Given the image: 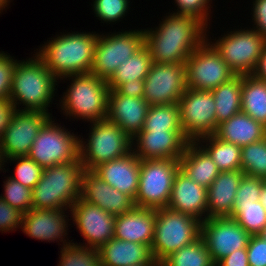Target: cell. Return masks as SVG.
Returning <instances> with one entry per match:
<instances>
[{
    "instance_id": "obj_2",
    "label": "cell",
    "mask_w": 266,
    "mask_h": 266,
    "mask_svg": "<svg viewBox=\"0 0 266 266\" xmlns=\"http://www.w3.org/2000/svg\"><path fill=\"white\" fill-rule=\"evenodd\" d=\"M98 33L72 32L56 35L36 51V55L58 79L69 75L90 73Z\"/></svg>"
},
{
    "instance_id": "obj_49",
    "label": "cell",
    "mask_w": 266,
    "mask_h": 266,
    "mask_svg": "<svg viewBox=\"0 0 266 266\" xmlns=\"http://www.w3.org/2000/svg\"><path fill=\"white\" fill-rule=\"evenodd\" d=\"M15 107L10 100L0 99V138L4 130L9 126Z\"/></svg>"
},
{
    "instance_id": "obj_7",
    "label": "cell",
    "mask_w": 266,
    "mask_h": 266,
    "mask_svg": "<svg viewBox=\"0 0 266 266\" xmlns=\"http://www.w3.org/2000/svg\"><path fill=\"white\" fill-rule=\"evenodd\" d=\"M201 235V221L168 207L156 209V223L151 250L155 261L195 242Z\"/></svg>"
},
{
    "instance_id": "obj_54",
    "label": "cell",
    "mask_w": 266,
    "mask_h": 266,
    "mask_svg": "<svg viewBox=\"0 0 266 266\" xmlns=\"http://www.w3.org/2000/svg\"><path fill=\"white\" fill-rule=\"evenodd\" d=\"M160 265V263L159 262H157V261H155L153 264H151V265H141V266H159Z\"/></svg>"
},
{
    "instance_id": "obj_23",
    "label": "cell",
    "mask_w": 266,
    "mask_h": 266,
    "mask_svg": "<svg viewBox=\"0 0 266 266\" xmlns=\"http://www.w3.org/2000/svg\"><path fill=\"white\" fill-rule=\"evenodd\" d=\"M92 171L110 186L135 199L139 187L140 159L133 151L102 163Z\"/></svg>"
},
{
    "instance_id": "obj_35",
    "label": "cell",
    "mask_w": 266,
    "mask_h": 266,
    "mask_svg": "<svg viewBox=\"0 0 266 266\" xmlns=\"http://www.w3.org/2000/svg\"><path fill=\"white\" fill-rule=\"evenodd\" d=\"M230 218L238 222L251 236L259 235L266 225V209L260 201L234 204Z\"/></svg>"
},
{
    "instance_id": "obj_3",
    "label": "cell",
    "mask_w": 266,
    "mask_h": 266,
    "mask_svg": "<svg viewBox=\"0 0 266 266\" xmlns=\"http://www.w3.org/2000/svg\"><path fill=\"white\" fill-rule=\"evenodd\" d=\"M57 80L36 54L26 61L18 60L9 100L17 110L45 112L52 116L48 107L55 97ZM19 105L25 107L19 108Z\"/></svg>"
},
{
    "instance_id": "obj_44",
    "label": "cell",
    "mask_w": 266,
    "mask_h": 266,
    "mask_svg": "<svg viewBox=\"0 0 266 266\" xmlns=\"http://www.w3.org/2000/svg\"><path fill=\"white\" fill-rule=\"evenodd\" d=\"M23 213L0 197V231L10 232L21 228Z\"/></svg>"
},
{
    "instance_id": "obj_31",
    "label": "cell",
    "mask_w": 266,
    "mask_h": 266,
    "mask_svg": "<svg viewBox=\"0 0 266 266\" xmlns=\"http://www.w3.org/2000/svg\"><path fill=\"white\" fill-rule=\"evenodd\" d=\"M243 76L236 75L228 82L212 90L216 105L217 127L229 118L241 112V88Z\"/></svg>"
},
{
    "instance_id": "obj_9",
    "label": "cell",
    "mask_w": 266,
    "mask_h": 266,
    "mask_svg": "<svg viewBox=\"0 0 266 266\" xmlns=\"http://www.w3.org/2000/svg\"><path fill=\"white\" fill-rule=\"evenodd\" d=\"M180 168L179 159L140 160V176L135 207L165 208L170 200L173 180Z\"/></svg>"
},
{
    "instance_id": "obj_21",
    "label": "cell",
    "mask_w": 266,
    "mask_h": 266,
    "mask_svg": "<svg viewBox=\"0 0 266 266\" xmlns=\"http://www.w3.org/2000/svg\"><path fill=\"white\" fill-rule=\"evenodd\" d=\"M207 198V189L179 168L173 180L167 207L203 222L207 219Z\"/></svg>"
},
{
    "instance_id": "obj_29",
    "label": "cell",
    "mask_w": 266,
    "mask_h": 266,
    "mask_svg": "<svg viewBox=\"0 0 266 266\" xmlns=\"http://www.w3.org/2000/svg\"><path fill=\"white\" fill-rule=\"evenodd\" d=\"M195 142L212 158L220 172L241 170L239 145L220 140L215 135L201 137Z\"/></svg>"
},
{
    "instance_id": "obj_15",
    "label": "cell",
    "mask_w": 266,
    "mask_h": 266,
    "mask_svg": "<svg viewBox=\"0 0 266 266\" xmlns=\"http://www.w3.org/2000/svg\"><path fill=\"white\" fill-rule=\"evenodd\" d=\"M186 89L184 63H152L144 79L143 98L149 106L178 103Z\"/></svg>"
},
{
    "instance_id": "obj_16",
    "label": "cell",
    "mask_w": 266,
    "mask_h": 266,
    "mask_svg": "<svg viewBox=\"0 0 266 266\" xmlns=\"http://www.w3.org/2000/svg\"><path fill=\"white\" fill-rule=\"evenodd\" d=\"M250 234L230 217H211L201 222V235L213 262L235 250L247 248Z\"/></svg>"
},
{
    "instance_id": "obj_48",
    "label": "cell",
    "mask_w": 266,
    "mask_h": 266,
    "mask_svg": "<svg viewBox=\"0 0 266 266\" xmlns=\"http://www.w3.org/2000/svg\"><path fill=\"white\" fill-rule=\"evenodd\" d=\"M120 94L128 97H144V80L137 79L125 82L116 89Z\"/></svg>"
},
{
    "instance_id": "obj_1",
    "label": "cell",
    "mask_w": 266,
    "mask_h": 266,
    "mask_svg": "<svg viewBox=\"0 0 266 266\" xmlns=\"http://www.w3.org/2000/svg\"><path fill=\"white\" fill-rule=\"evenodd\" d=\"M156 28L144 30L153 63H185L205 40L207 27L197 18L168 12Z\"/></svg>"
},
{
    "instance_id": "obj_43",
    "label": "cell",
    "mask_w": 266,
    "mask_h": 266,
    "mask_svg": "<svg viewBox=\"0 0 266 266\" xmlns=\"http://www.w3.org/2000/svg\"><path fill=\"white\" fill-rule=\"evenodd\" d=\"M17 59L0 51V99L9 100Z\"/></svg>"
},
{
    "instance_id": "obj_27",
    "label": "cell",
    "mask_w": 266,
    "mask_h": 266,
    "mask_svg": "<svg viewBox=\"0 0 266 266\" xmlns=\"http://www.w3.org/2000/svg\"><path fill=\"white\" fill-rule=\"evenodd\" d=\"M214 135L220 140L234 143L242 148L263 140L266 137V127L248 114L240 112L219 124Z\"/></svg>"
},
{
    "instance_id": "obj_40",
    "label": "cell",
    "mask_w": 266,
    "mask_h": 266,
    "mask_svg": "<svg viewBox=\"0 0 266 266\" xmlns=\"http://www.w3.org/2000/svg\"><path fill=\"white\" fill-rule=\"evenodd\" d=\"M129 3L130 0H94L92 7L96 17L102 23L111 24L125 18L130 9Z\"/></svg>"
},
{
    "instance_id": "obj_13",
    "label": "cell",
    "mask_w": 266,
    "mask_h": 266,
    "mask_svg": "<svg viewBox=\"0 0 266 266\" xmlns=\"http://www.w3.org/2000/svg\"><path fill=\"white\" fill-rule=\"evenodd\" d=\"M178 108L182 131L190 142L216 133V105L211 91L186 89Z\"/></svg>"
},
{
    "instance_id": "obj_37",
    "label": "cell",
    "mask_w": 266,
    "mask_h": 266,
    "mask_svg": "<svg viewBox=\"0 0 266 266\" xmlns=\"http://www.w3.org/2000/svg\"><path fill=\"white\" fill-rule=\"evenodd\" d=\"M79 242L71 245H61L59 263L57 266H102L97 248L84 247Z\"/></svg>"
},
{
    "instance_id": "obj_30",
    "label": "cell",
    "mask_w": 266,
    "mask_h": 266,
    "mask_svg": "<svg viewBox=\"0 0 266 266\" xmlns=\"http://www.w3.org/2000/svg\"><path fill=\"white\" fill-rule=\"evenodd\" d=\"M241 112L266 127V81L253 75H243Z\"/></svg>"
},
{
    "instance_id": "obj_26",
    "label": "cell",
    "mask_w": 266,
    "mask_h": 266,
    "mask_svg": "<svg viewBox=\"0 0 266 266\" xmlns=\"http://www.w3.org/2000/svg\"><path fill=\"white\" fill-rule=\"evenodd\" d=\"M98 251L102 266H141L155 262L151 246L118 238L110 239Z\"/></svg>"
},
{
    "instance_id": "obj_32",
    "label": "cell",
    "mask_w": 266,
    "mask_h": 266,
    "mask_svg": "<svg viewBox=\"0 0 266 266\" xmlns=\"http://www.w3.org/2000/svg\"><path fill=\"white\" fill-rule=\"evenodd\" d=\"M152 63L150 52L144 45L135 54L120 64L116 72L107 81L109 89L116 90L121 84L132 82V80H144L149 73Z\"/></svg>"
},
{
    "instance_id": "obj_17",
    "label": "cell",
    "mask_w": 266,
    "mask_h": 266,
    "mask_svg": "<svg viewBox=\"0 0 266 266\" xmlns=\"http://www.w3.org/2000/svg\"><path fill=\"white\" fill-rule=\"evenodd\" d=\"M73 224L87 241L83 246L99 249L110 239L114 238L115 215L110 214L99 206L78 199L70 208ZM72 215V216H71Z\"/></svg>"
},
{
    "instance_id": "obj_42",
    "label": "cell",
    "mask_w": 266,
    "mask_h": 266,
    "mask_svg": "<svg viewBox=\"0 0 266 266\" xmlns=\"http://www.w3.org/2000/svg\"><path fill=\"white\" fill-rule=\"evenodd\" d=\"M264 180L258 177L243 175L234 204H248L260 201V194L263 188Z\"/></svg>"
},
{
    "instance_id": "obj_4",
    "label": "cell",
    "mask_w": 266,
    "mask_h": 266,
    "mask_svg": "<svg viewBox=\"0 0 266 266\" xmlns=\"http://www.w3.org/2000/svg\"><path fill=\"white\" fill-rule=\"evenodd\" d=\"M84 171L80 161L44 168L40 180L32 189V208L69 210L80 198Z\"/></svg>"
},
{
    "instance_id": "obj_6",
    "label": "cell",
    "mask_w": 266,
    "mask_h": 266,
    "mask_svg": "<svg viewBox=\"0 0 266 266\" xmlns=\"http://www.w3.org/2000/svg\"><path fill=\"white\" fill-rule=\"evenodd\" d=\"M90 124L88 138L80 139V162L85 170H93L132 151V139L116 123L105 118Z\"/></svg>"
},
{
    "instance_id": "obj_5",
    "label": "cell",
    "mask_w": 266,
    "mask_h": 266,
    "mask_svg": "<svg viewBox=\"0 0 266 266\" xmlns=\"http://www.w3.org/2000/svg\"><path fill=\"white\" fill-rule=\"evenodd\" d=\"M67 78L71 79V85L59 100L63 114L85 122L107 118L110 92L107 80L92 73L69 75L59 80Z\"/></svg>"
},
{
    "instance_id": "obj_22",
    "label": "cell",
    "mask_w": 266,
    "mask_h": 266,
    "mask_svg": "<svg viewBox=\"0 0 266 266\" xmlns=\"http://www.w3.org/2000/svg\"><path fill=\"white\" fill-rule=\"evenodd\" d=\"M149 107L143 97H128L110 90L107 118L132 139L143 129Z\"/></svg>"
},
{
    "instance_id": "obj_36",
    "label": "cell",
    "mask_w": 266,
    "mask_h": 266,
    "mask_svg": "<svg viewBox=\"0 0 266 266\" xmlns=\"http://www.w3.org/2000/svg\"><path fill=\"white\" fill-rule=\"evenodd\" d=\"M241 170L245 175L266 180V137L241 148Z\"/></svg>"
},
{
    "instance_id": "obj_18",
    "label": "cell",
    "mask_w": 266,
    "mask_h": 266,
    "mask_svg": "<svg viewBox=\"0 0 266 266\" xmlns=\"http://www.w3.org/2000/svg\"><path fill=\"white\" fill-rule=\"evenodd\" d=\"M189 142L182 130L140 131L132 138V151L140 160L180 159Z\"/></svg>"
},
{
    "instance_id": "obj_28",
    "label": "cell",
    "mask_w": 266,
    "mask_h": 266,
    "mask_svg": "<svg viewBox=\"0 0 266 266\" xmlns=\"http://www.w3.org/2000/svg\"><path fill=\"white\" fill-rule=\"evenodd\" d=\"M179 163L185 174L206 189L220 173L212 158L196 142L187 144Z\"/></svg>"
},
{
    "instance_id": "obj_55",
    "label": "cell",
    "mask_w": 266,
    "mask_h": 266,
    "mask_svg": "<svg viewBox=\"0 0 266 266\" xmlns=\"http://www.w3.org/2000/svg\"><path fill=\"white\" fill-rule=\"evenodd\" d=\"M3 169H2V163H1V161H0V171H2Z\"/></svg>"
},
{
    "instance_id": "obj_46",
    "label": "cell",
    "mask_w": 266,
    "mask_h": 266,
    "mask_svg": "<svg viewBox=\"0 0 266 266\" xmlns=\"http://www.w3.org/2000/svg\"><path fill=\"white\" fill-rule=\"evenodd\" d=\"M252 22L253 29L266 37V0H253Z\"/></svg>"
},
{
    "instance_id": "obj_19",
    "label": "cell",
    "mask_w": 266,
    "mask_h": 266,
    "mask_svg": "<svg viewBox=\"0 0 266 266\" xmlns=\"http://www.w3.org/2000/svg\"><path fill=\"white\" fill-rule=\"evenodd\" d=\"M67 209H31L23 214L21 228L25 235L41 241H60L63 246L72 243L65 239L68 235L69 213ZM67 218V219H66ZM58 239V240H57ZM67 241V242H66Z\"/></svg>"
},
{
    "instance_id": "obj_34",
    "label": "cell",
    "mask_w": 266,
    "mask_h": 266,
    "mask_svg": "<svg viewBox=\"0 0 266 266\" xmlns=\"http://www.w3.org/2000/svg\"><path fill=\"white\" fill-rule=\"evenodd\" d=\"M182 130L178 103L151 105L141 131Z\"/></svg>"
},
{
    "instance_id": "obj_50",
    "label": "cell",
    "mask_w": 266,
    "mask_h": 266,
    "mask_svg": "<svg viewBox=\"0 0 266 266\" xmlns=\"http://www.w3.org/2000/svg\"><path fill=\"white\" fill-rule=\"evenodd\" d=\"M252 75L258 79L266 81V46L261 53L257 66Z\"/></svg>"
},
{
    "instance_id": "obj_10",
    "label": "cell",
    "mask_w": 266,
    "mask_h": 266,
    "mask_svg": "<svg viewBox=\"0 0 266 266\" xmlns=\"http://www.w3.org/2000/svg\"><path fill=\"white\" fill-rule=\"evenodd\" d=\"M80 139L55 123L52 117L42 126L28 157L43 169L56 164L80 161Z\"/></svg>"
},
{
    "instance_id": "obj_24",
    "label": "cell",
    "mask_w": 266,
    "mask_h": 266,
    "mask_svg": "<svg viewBox=\"0 0 266 266\" xmlns=\"http://www.w3.org/2000/svg\"><path fill=\"white\" fill-rule=\"evenodd\" d=\"M155 223L156 209L134 207L115 217L114 238L151 246Z\"/></svg>"
},
{
    "instance_id": "obj_12",
    "label": "cell",
    "mask_w": 266,
    "mask_h": 266,
    "mask_svg": "<svg viewBox=\"0 0 266 266\" xmlns=\"http://www.w3.org/2000/svg\"><path fill=\"white\" fill-rule=\"evenodd\" d=\"M186 88L212 91L236 74L205 40L185 61Z\"/></svg>"
},
{
    "instance_id": "obj_41",
    "label": "cell",
    "mask_w": 266,
    "mask_h": 266,
    "mask_svg": "<svg viewBox=\"0 0 266 266\" xmlns=\"http://www.w3.org/2000/svg\"><path fill=\"white\" fill-rule=\"evenodd\" d=\"M176 3L177 10L173 11V14L179 15H188L197 18L201 21L207 28L208 21H210V13L209 9L212 4V0H174ZM211 4H210V3ZM210 10V11H209ZM177 11V12H176Z\"/></svg>"
},
{
    "instance_id": "obj_33",
    "label": "cell",
    "mask_w": 266,
    "mask_h": 266,
    "mask_svg": "<svg viewBox=\"0 0 266 266\" xmlns=\"http://www.w3.org/2000/svg\"><path fill=\"white\" fill-rule=\"evenodd\" d=\"M161 266H216L209 254L204 240L200 237L195 242L169 254Z\"/></svg>"
},
{
    "instance_id": "obj_39",
    "label": "cell",
    "mask_w": 266,
    "mask_h": 266,
    "mask_svg": "<svg viewBox=\"0 0 266 266\" xmlns=\"http://www.w3.org/2000/svg\"><path fill=\"white\" fill-rule=\"evenodd\" d=\"M4 182V195L0 197L13 208L18 209L23 214L32 209V189L23 186L20 182L10 177Z\"/></svg>"
},
{
    "instance_id": "obj_52",
    "label": "cell",
    "mask_w": 266,
    "mask_h": 266,
    "mask_svg": "<svg viewBox=\"0 0 266 266\" xmlns=\"http://www.w3.org/2000/svg\"><path fill=\"white\" fill-rule=\"evenodd\" d=\"M10 4V0H0V13L5 10V7H8Z\"/></svg>"
},
{
    "instance_id": "obj_38",
    "label": "cell",
    "mask_w": 266,
    "mask_h": 266,
    "mask_svg": "<svg viewBox=\"0 0 266 266\" xmlns=\"http://www.w3.org/2000/svg\"><path fill=\"white\" fill-rule=\"evenodd\" d=\"M7 161H9V163L12 161L13 163L14 161L16 162L14 174L9 176L10 178L17 182H20L23 186H26L30 189H33L36 186L42 175L43 168L41 166H39L28 156H22L3 160L1 162L2 168Z\"/></svg>"
},
{
    "instance_id": "obj_53",
    "label": "cell",
    "mask_w": 266,
    "mask_h": 266,
    "mask_svg": "<svg viewBox=\"0 0 266 266\" xmlns=\"http://www.w3.org/2000/svg\"><path fill=\"white\" fill-rule=\"evenodd\" d=\"M263 239L266 240V225L264 227V229L262 230V232L259 234Z\"/></svg>"
},
{
    "instance_id": "obj_8",
    "label": "cell",
    "mask_w": 266,
    "mask_h": 266,
    "mask_svg": "<svg viewBox=\"0 0 266 266\" xmlns=\"http://www.w3.org/2000/svg\"><path fill=\"white\" fill-rule=\"evenodd\" d=\"M206 34V40L223 60L228 64L236 75H252L258 60L266 46V37L251 29H235L226 32L216 42L209 41Z\"/></svg>"
},
{
    "instance_id": "obj_14",
    "label": "cell",
    "mask_w": 266,
    "mask_h": 266,
    "mask_svg": "<svg viewBox=\"0 0 266 266\" xmlns=\"http://www.w3.org/2000/svg\"><path fill=\"white\" fill-rule=\"evenodd\" d=\"M51 117L45 112L16 109L0 138V161L28 156L40 129Z\"/></svg>"
},
{
    "instance_id": "obj_25",
    "label": "cell",
    "mask_w": 266,
    "mask_h": 266,
    "mask_svg": "<svg viewBox=\"0 0 266 266\" xmlns=\"http://www.w3.org/2000/svg\"><path fill=\"white\" fill-rule=\"evenodd\" d=\"M243 175L242 170L219 173L207 188V218L232 215L236 192Z\"/></svg>"
},
{
    "instance_id": "obj_47",
    "label": "cell",
    "mask_w": 266,
    "mask_h": 266,
    "mask_svg": "<svg viewBox=\"0 0 266 266\" xmlns=\"http://www.w3.org/2000/svg\"><path fill=\"white\" fill-rule=\"evenodd\" d=\"M216 266H249L247 249L233 251L228 256L221 259Z\"/></svg>"
},
{
    "instance_id": "obj_20",
    "label": "cell",
    "mask_w": 266,
    "mask_h": 266,
    "mask_svg": "<svg viewBox=\"0 0 266 266\" xmlns=\"http://www.w3.org/2000/svg\"><path fill=\"white\" fill-rule=\"evenodd\" d=\"M80 199L115 216L129 212L135 207L130 196L110 186L92 170L83 172Z\"/></svg>"
},
{
    "instance_id": "obj_51",
    "label": "cell",
    "mask_w": 266,
    "mask_h": 266,
    "mask_svg": "<svg viewBox=\"0 0 266 266\" xmlns=\"http://www.w3.org/2000/svg\"><path fill=\"white\" fill-rule=\"evenodd\" d=\"M260 202L266 209V180L263 182V188L260 194Z\"/></svg>"
},
{
    "instance_id": "obj_11",
    "label": "cell",
    "mask_w": 266,
    "mask_h": 266,
    "mask_svg": "<svg viewBox=\"0 0 266 266\" xmlns=\"http://www.w3.org/2000/svg\"><path fill=\"white\" fill-rule=\"evenodd\" d=\"M143 46V29L98 34L90 73L108 81L120 64Z\"/></svg>"
},
{
    "instance_id": "obj_45",
    "label": "cell",
    "mask_w": 266,
    "mask_h": 266,
    "mask_svg": "<svg viewBox=\"0 0 266 266\" xmlns=\"http://www.w3.org/2000/svg\"><path fill=\"white\" fill-rule=\"evenodd\" d=\"M249 266H266V240L260 235H252L247 245Z\"/></svg>"
}]
</instances>
